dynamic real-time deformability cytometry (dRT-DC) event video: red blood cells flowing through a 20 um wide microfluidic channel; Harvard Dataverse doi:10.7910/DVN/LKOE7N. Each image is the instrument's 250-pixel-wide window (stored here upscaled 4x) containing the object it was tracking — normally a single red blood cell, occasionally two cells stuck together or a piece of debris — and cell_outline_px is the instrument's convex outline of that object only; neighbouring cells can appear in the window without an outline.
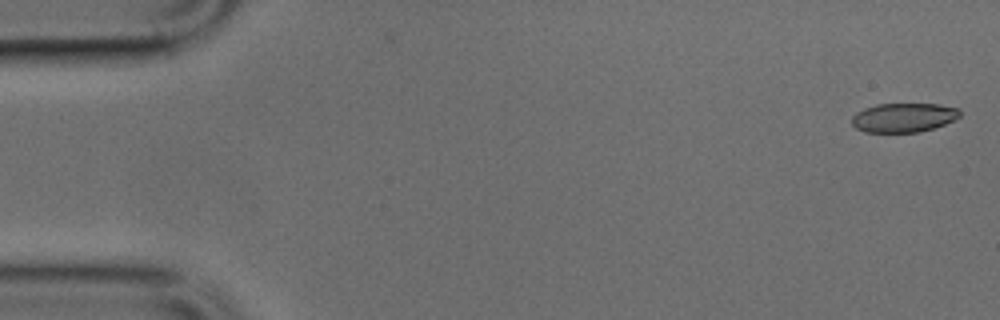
{"species": "common noctule bat (a hibernating species)", "species_latin": "Nyctalus noctula", "temperature_condition": "cold", "stored_images_in_passage": 41, "camera_frame_rate_fps": 3000, "um_per_image_px": 0.085, "animal": {"sex": "male", "body_mass_g": 17.9, "forearm_length_mm": 54.2}, "frame": {"image": 1, "passage_image": 1, "time_ms": 0.0, "image_size_px": [1000, 320], "cell_outline_px": [[960, 116], [944, 124], [920, 132], [864, 132], [856, 128], [852, 124], [852, 116], [856, 112], [864, 108], [876, 104], [940, 104], [960, 108]], "centroid_in_image_um": [76.79, 9.98], "position_along_channel_um": 8.2, "area_um2": 18.38}}
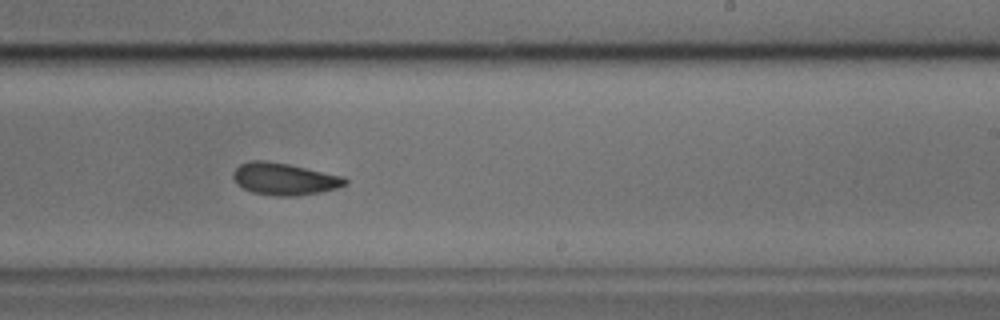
{"frame": {"image": 2, "passage_image": 21, "time_ms": 6.667, "image_size_px": [1000, 320], "cell_outline_px": [[348, 184], [336, 188], [320, 192], [296, 196], [276, 196], [252, 192], [236, 184], [232, 176], [232, 172], [240, 164], [248, 160], [264, 160], [288, 164], [344, 176], [348, 180]], "centroid_in_image_um": [24.15, 15.21], "position_along_channel_um": 264.8, "area_um2": 21.04}}
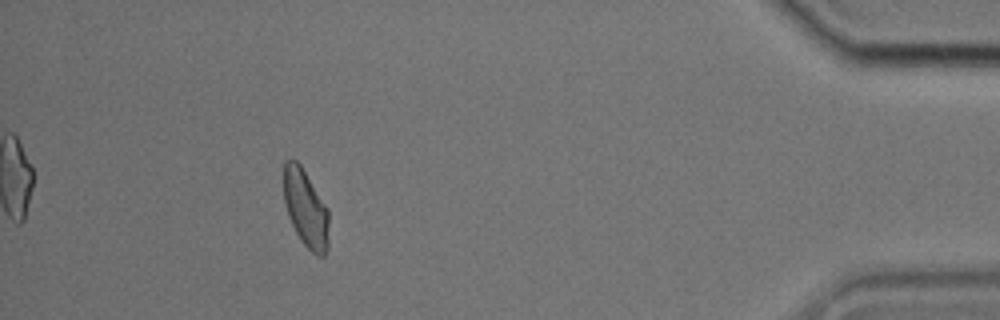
{"frame": {"image": 3, "passage_image": 36, "time_ms": 11.667, "image_size_px": [1000, 320], "cell_outline_px": [[328, 248], [324, 256], [316, 256], [304, 244], [296, 232], [288, 216], [284, 200], [284, 160], [296, 160], [300, 164], [328, 208]], "centroid_in_image_um": [25.99, 17.72], "position_along_channel_um": 409.2, "area_um2": 20.29}}